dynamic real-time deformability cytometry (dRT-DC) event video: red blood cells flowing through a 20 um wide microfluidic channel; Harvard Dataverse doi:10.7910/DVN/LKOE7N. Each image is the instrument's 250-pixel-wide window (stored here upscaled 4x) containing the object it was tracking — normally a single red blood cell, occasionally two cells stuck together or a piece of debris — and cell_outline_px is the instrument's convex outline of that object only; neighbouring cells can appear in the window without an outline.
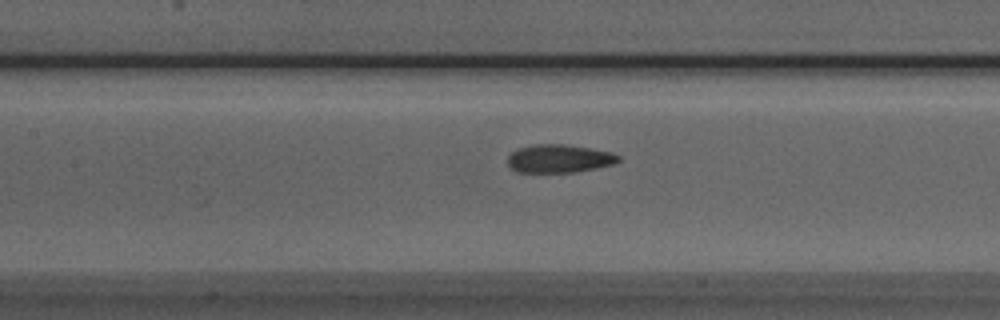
{"species": "Egyptian fruit bat (a non-hibernating species)", "species_latin": "Rousettus aegyptiacus", "temperature_condition": "room temperature", "stored_images_in_passage": 43, "camera_frame_rate_fps": 3000, "um_per_image_px": 0.085, "animal": {"sex": "male"}, "frame": {"image": 1, "passage_image": 21, "time_ms": 6.667, "image_size_px": [1000, 320], "cell_outline_px": [[620, 160], [612, 164], [596, 168], [576, 172], [516, 172], [508, 168], [508, 156], [512, 152], [520, 148], [536, 144], [564, 144], [612, 152], [620, 156]], "centroid_in_image_um": [47.5, 13.49], "position_along_channel_um": 159.9, "area_um2": 18.15}}
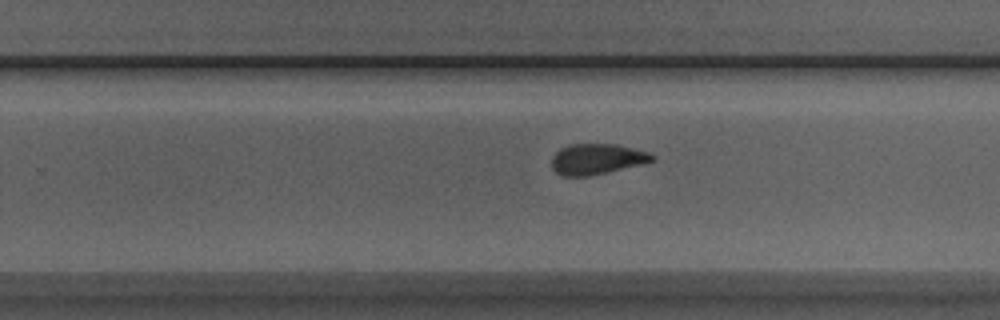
{"frame": {"image": 2, "passage_image": 30, "time_ms": 9.667, "image_size_px": [1000, 320], "cell_outline_px": [[656, 160], [640, 164], [588, 176], [564, 176], [556, 172], [552, 168], [552, 156], [560, 148], [568, 144], [616, 144], [648, 152], [656, 156]], "centroid_in_image_um": [50.71, 13.51], "position_along_channel_um": 279.1, "area_um2": 17.8}}
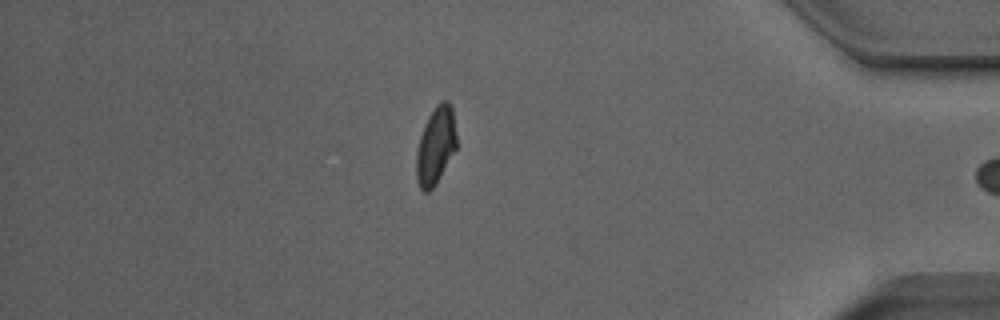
{"frame": {"image": 3, "passage_image": 42, "time_ms": 13.667, "image_size_px": [1000, 320], "cell_outline_px": [[456, 148], [436, 184], [428, 192], [424, 192], [420, 188], [416, 176], [416, 152], [420, 136], [424, 124], [428, 116], [436, 104], [440, 100], [448, 100], [452, 108], [456, 132]], "centroid_in_image_um": [37.02, 12.36], "position_along_channel_um": 398.2, "area_um2": 18.21}, "authors_computed_cell_mechanics": {"area_um2": 18.785, "velocity_mm_per_s": 3.99, "shape_relaxation_time_tau1_ms": 5.5972, "shape_relaxation_time_tau2_ms": 1.653, "deformation_change_tau1": 0.187, "deformation_change_tau2": 0.0891}}